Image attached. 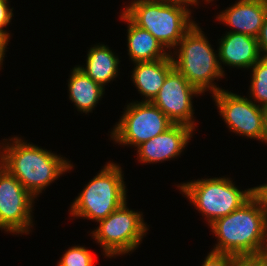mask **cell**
Masks as SVG:
<instances>
[{"mask_svg": "<svg viewBox=\"0 0 267 266\" xmlns=\"http://www.w3.org/2000/svg\"><path fill=\"white\" fill-rule=\"evenodd\" d=\"M69 98L81 113L92 112L103 96L105 88L88 77L78 66L74 67L68 81Z\"/></svg>", "mask_w": 267, "mask_h": 266, "instance_id": "ac0fdd59", "label": "cell"}, {"mask_svg": "<svg viewBox=\"0 0 267 266\" xmlns=\"http://www.w3.org/2000/svg\"><path fill=\"white\" fill-rule=\"evenodd\" d=\"M97 223L99 227L91 232L92 237L108 258L134 252L149 230L143 213L129 210L127 202Z\"/></svg>", "mask_w": 267, "mask_h": 266, "instance_id": "52a82bcc", "label": "cell"}, {"mask_svg": "<svg viewBox=\"0 0 267 266\" xmlns=\"http://www.w3.org/2000/svg\"><path fill=\"white\" fill-rule=\"evenodd\" d=\"M120 18L127 26L128 55L132 62L155 61L168 58L170 52L147 30L135 25L123 12ZM169 52V53H168Z\"/></svg>", "mask_w": 267, "mask_h": 266, "instance_id": "2e32d148", "label": "cell"}, {"mask_svg": "<svg viewBox=\"0 0 267 266\" xmlns=\"http://www.w3.org/2000/svg\"><path fill=\"white\" fill-rule=\"evenodd\" d=\"M6 171V161L3 154L0 151V177Z\"/></svg>", "mask_w": 267, "mask_h": 266, "instance_id": "f1b7e54d", "label": "cell"}, {"mask_svg": "<svg viewBox=\"0 0 267 266\" xmlns=\"http://www.w3.org/2000/svg\"><path fill=\"white\" fill-rule=\"evenodd\" d=\"M132 81L144 101H152L163 86L167 74L174 68L171 55L155 61L135 62Z\"/></svg>", "mask_w": 267, "mask_h": 266, "instance_id": "9a60e30c", "label": "cell"}, {"mask_svg": "<svg viewBox=\"0 0 267 266\" xmlns=\"http://www.w3.org/2000/svg\"><path fill=\"white\" fill-rule=\"evenodd\" d=\"M230 266H265L262 256L258 254L232 255Z\"/></svg>", "mask_w": 267, "mask_h": 266, "instance_id": "44dd1931", "label": "cell"}, {"mask_svg": "<svg viewBox=\"0 0 267 266\" xmlns=\"http://www.w3.org/2000/svg\"><path fill=\"white\" fill-rule=\"evenodd\" d=\"M209 226L218 238L211 250L216 253L258 254L267 238L265 210L255 193L238 209Z\"/></svg>", "mask_w": 267, "mask_h": 266, "instance_id": "7a4b0ae2", "label": "cell"}, {"mask_svg": "<svg viewBox=\"0 0 267 266\" xmlns=\"http://www.w3.org/2000/svg\"><path fill=\"white\" fill-rule=\"evenodd\" d=\"M8 42H10L3 34L0 33V67L3 64V58L5 57L6 54V48L8 45Z\"/></svg>", "mask_w": 267, "mask_h": 266, "instance_id": "484cf974", "label": "cell"}, {"mask_svg": "<svg viewBox=\"0 0 267 266\" xmlns=\"http://www.w3.org/2000/svg\"><path fill=\"white\" fill-rule=\"evenodd\" d=\"M254 191L263 204L266 219H267V183L254 187Z\"/></svg>", "mask_w": 267, "mask_h": 266, "instance_id": "d4e9b609", "label": "cell"}, {"mask_svg": "<svg viewBox=\"0 0 267 266\" xmlns=\"http://www.w3.org/2000/svg\"><path fill=\"white\" fill-rule=\"evenodd\" d=\"M119 58L107 45H94L87 53L86 67L78 66L94 82L103 88L117 77Z\"/></svg>", "mask_w": 267, "mask_h": 266, "instance_id": "e0dca14e", "label": "cell"}, {"mask_svg": "<svg viewBox=\"0 0 267 266\" xmlns=\"http://www.w3.org/2000/svg\"><path fill=\"white\" fill-rule=\"evenodd\" d=\"M266 17L267 0H239L216 18L232 28L229 32L257 38Z\"/></svg>", "mask_w": 267, "mask_h": 266, "instance_id": "4fadbf2b", "label": "cell"}, {"mask_svg": "<svg viewBox=\"0 0 267 266\" xmlns=\"http://www.w3.org/2000/svg\"><path fill=\"white\" fill-rule=\"evenodd\" d=\"M194 129L184 124H173L166 131L137 147L140 163H158L178 157L193 136Z\"/></svg>", "mask_w": 267, "mask_h": 266, "instance_id": "7c38bea8", "label": "cell"}, {"mask_svg": "<svg viewBox=\"0 0 267 266\" xmlns=\"http://www.w3.org/2000/svg\"><path fill=\"white\" fill-rule=\"evenodd\" d=\"M257 41L261 58L267 59V17L261 27Z\"/></svg>", "mask_w": 267, "mask_h": 266, "instance_id": "cb8c5ba5", "label": "cell"}, {"mask_svg": "<svg viewBox=\"0 0 267 266\" xmlns=\"http://www.w3.org/2000/svg\"><path fill=\"white\" fill-rule=\"evenodd\" d=\"M203 33L200 26L195 22L178 43L176 48L179 49L174 51V55L177 53L175 55L177 57L173 53L170 55L174 68L192 86L201 93L210 90L214 94L222 88L217 87L213 81L224 77L225 74L219 64V56L216 54L218 51L214 52V49Z\"/></svg>", "mask_w": 267, "mask_h": 266, "instance_id": "277c9868", "label": "cell"}, {"mask_svg": "<svg viewBox=\"0 0 267 266\" xmlns=\"http://www.w3.org/2000/svg\"><path fill=\"white\" fill-rule=\"evenodd\" d=\"M8 0H0V33L3 34L8 40L10 34L3 29L11 22L13 15V8L8 7Z\"/></svg>", "mask_w": 267, "mask_h": 266, "instance_id": "603a6c76", "label": "cell"}, {"mask_svg": "<svg viewBox=\"0 0 267 266\" xmlns=\"http://www.w3.org/2000/svg\"><path fill=\"white\" fill-rule=\"evenodd\" d=\"M126 106L121 119L111 131V138L119 145L138 147L174 124L150 101H136Z\"/></svg>", "mask_w": 267, "mask_h": 266, "instance_id": "ba28073f", "label": "cell"}, {"mask_svg": "<svg viewBox=\"0 0 267 266\" xmlns=\"http://www.w3.org/2000/svg\"><path fill=\"white\" fill-rule=\"evenodd\" d=\"M197 4L199 3V1L198 0H194ZM211 1H214V0H205V2H208V3H210Z\"/></svg>", "mask_w": 267, "mask_h": 266, "instance_id": "4dcf8cb0", "label": "cell"}, {"mask_svg": "<svg viewBox=\"0 0 267 266\" xmlns=\"http://www.w3.org/2000/svg\"><path fill=\"white\" fill-rule=\"evenodd\" d=\"M264 125H265V143H267V105L263 107Z\"/></svg>", "mask_w": 267, "mask_h": 266, "instance_id": "f546056e", "label": "cell"}, {"mask_svg": "<svg viewBox=\"0 0 267 266\" xmlns=\"http://www.w3.org/2000/svg\"><path fill=\"white\" fill-rule=\"evenodd\" d=\"M35 198L7 170L0 177V230L29 234ZM33 203V204H32Z\"/></svg>", "mask_w": 267, "mask_h": 266, "instance_id": "30bf717a", "label": "cell"}, {"mask_svg": "<svg viewBox=\"0 0 267 266\" xmlns=\"http://www.w3.org/2000/svg\"><path fill=\"white\" fill-rule=\"evenodd\" d=\"M219 115L230 131L265 142L263 107L251 99L221 89L212 94Z\"/></svg>", "mask_w": 267, "mask_h": 266, "instance_id": "9c48e42d", "label": "cell"}, {"mask_svg": "<svg viewBox=\"0 0 267 266\" xmlns=\"http://www.w3.org/2000/svg\"><path fill=\"white\" fill-rule=\"evenodd\" d=\"M189 5L197 3H167L132 0L123 13L137 26L149 31L167 50L177 47L185 33L195 24Z\"/></svg>", "mask_w": 267, "mask_h": 266, "instance_id": "3957f363", "label": "cell"}, {"mask_svg": "<svg viewBox=\"0 0 267 266\" xmlns=\"http://www.w3.org/2000/svg\"><path fill=\"white\" fill-rule=\"evenodd\" d=\"M147 1H157V2H167V3H196L194 0H147Z\"/></svg>", "mask_w": 267, "mask_h": 266, "instance_id": "83f0119b", "label": "cell"}, {"mask_svg": "<svg viewBox=\"0 0 267 266\" xmlns=\"http://www.w3.org/2000/svg\"><path fill=\"white\" fill-rule=\"evenodd\" d=\"M11 143H10V142ZM4 141L0 151L6 161V170L34 197L42 193L54 180L74 167L65 157L39 148L20 137ZM5 143V144H4ZM2 149V150H1Z\"/></svg>", "mask_w": 267, "mask_h": 266, "instance_id": "6da1fadb", "label": "cell"}, {"mask_svg": "<svg viewBox=\"0 0 267 266\" xmlns=\"http://www.w3.org/2000/svg\"><path fill=\"white\" fill-rule=\"evenodd\" d=\"M122 173L119 164L106 163L70 205V215L98 222L123 205L127 190Z\"/></svg>", "mask_w": 267, "mask_h": 266, "instance_id": "5b68a950", "label": "cell"}, {"mask_svg": "<svg viewBox=\"0 0 267 266\" xmlns=\"http://www.w3.org/2000/svg\"><path fill=\"white\" fill-rule=\"evenodd\" d=\"M202 94L175 68L166 76L158 94L151 101L174 123L195 129L193 96Z\"/></svg>", "mask_w": 267, "mask_h": 266, "instance_id": "8fae6325", "label": "cell"}, {"mask_svg": "<svg viewBox=\"0 0 267 266\" xmlns=\"http://www.w3.org/2000/svg\"><path fill=\"white\" fill-rule=\"evenodd\" d=\"M228 177L197 179L177 186L207 219L208 225L227 216L244 204L254 193V187L239 190ZM233 182V183H232Z\"/></svg>", "mask_w": 267, "mask_h": 266, "instance_id": "8992f818", "label": "cell"}, {"mask_svg": "<svg viewBox=\"0 0 267 266\" xmlns=\"http://www.w3.org/2000/svg\"><path fill=\"white\" fill-rule=\"evenodd\" d=\"M202 266H230L232 262L231 254L209 252L205 257Z\"/></svg>", "mask_w": 267, "mask_h": 266, "instance_id": "7402d4cb", "label": "cell"}, {"mask_svg": "<svg viewBox=\"0 0 267 266\" xmlns=\"http://www.w3.org/2000/svg\"><path fill=\"white\" fill-rule=\"evenodd\" d=\"M250 96L255 104L267 105V59L260 58L252 67Z\"/></svg>", "mask_w": 267, "mask_h": 266, "instance_id": "d6986e66", "label": "cell"}, {"mask_svg": "<svg viewBox=\"0 0 267 266\" xmlns=\"http://www.w3.org/2000/svg\"><path fill=\"white\" fill-rule=\"evenodd\" d=\"M219 64L224 73L223 67L232 66L233 68L251 67L261 58L257 38L247 34L227 32L219 39Z\"/></svg>", "mask_w": 267, "mask_h": 266, "instance_id": "5bb4252c", "label": "cell"}, {"mask_svg": "<svg viewBox=\"0 0 267 266\" xmlns=\"http://www.w3.org/2000/svg\"><path fill=\"white\" fill-rule=\"evenodd\" d=\"M94 258L90 250L84 246L69 247L63 254L57 266H93Z\"/></svg>", "mask_w": 267, "mask_h": 266, "instance_id": "ffe728a7", "label": "cell"}, {"mask_svg": "<svg viewBox=\"0 0 267 266\" xmlns=\"http://www.w3.org/2000/svg\"><path fill=\"white\" fill-rule=\"evenodd\" d=\"M264 261V265L267 266V238L264 241V244L262 245L261 251L259 253Z\"/></svg>", "mask_w": 267, "mask_h": 266, "instance_id": "4316f807", "label": "cell"}]
</instances>
